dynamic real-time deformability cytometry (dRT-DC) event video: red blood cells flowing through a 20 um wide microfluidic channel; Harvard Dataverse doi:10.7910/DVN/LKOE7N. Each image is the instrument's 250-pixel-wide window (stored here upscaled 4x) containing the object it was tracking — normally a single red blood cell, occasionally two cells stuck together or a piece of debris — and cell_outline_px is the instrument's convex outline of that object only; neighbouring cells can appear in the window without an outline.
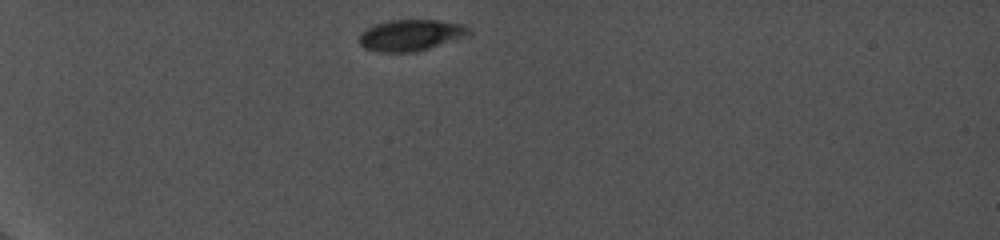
{"species": "common noctule bat (a hibernating species)", "species_latin": "Nyctalus noctula", "temperature_condition": "cold", "stored_images_in_passage": 6, "camera_frame_rate_fps": 5000, "um_per_image_px": 0.085, "animal": {"sex": "female", "body_mass_g": 19.0, "forearm_length_mm": 56.7}, "frame": {"image": 1, "passage_image": 1, "time_ms": 0.0, "image_size_px": [1000, 240], "cell_outline_px": [[472, 32], [464, 36], [416, 52], [376, 52], [364, 48], [360, 44], [360, 32], [376, 24], [388, 20], [436, 20], [460, 24], [472, 28]], "centroid_in_image_um": [34.88, 2.99], "position_along_channel_um": 50.1, "area_um2": 19.77}}